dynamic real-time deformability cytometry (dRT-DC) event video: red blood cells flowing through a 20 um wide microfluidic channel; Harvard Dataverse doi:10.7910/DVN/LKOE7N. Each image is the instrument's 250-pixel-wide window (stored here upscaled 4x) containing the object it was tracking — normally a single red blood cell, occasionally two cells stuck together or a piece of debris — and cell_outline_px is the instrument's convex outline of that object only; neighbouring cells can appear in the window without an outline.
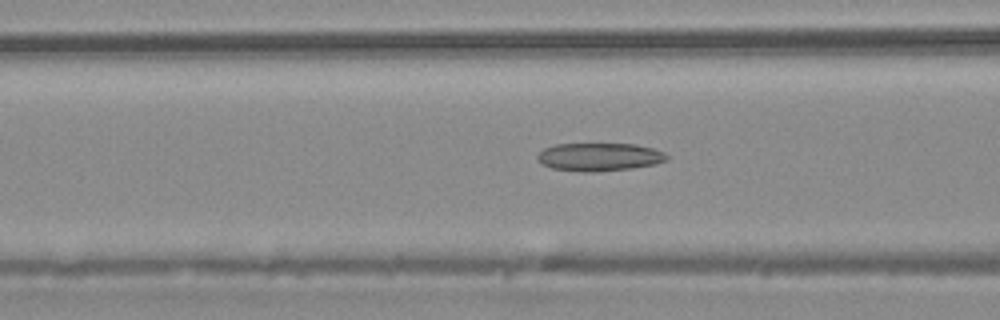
{"species": "common noctule bat (a hibernating species)", "species_latin": "Nyctalus noctula", "temperature_condition": "warm", "stored_images_in_passage": 45, "camera_frame_rate_fps": 3000, "um_per_image_px": 0.085, "animal": {"sex": "male", "body_mass_g": 20.4}, "frame": {"image": 1, "passage_image": 18, "time_ms": 5.667, "image_size_px": [1000, 320], "cell_outline_px": [[668, 160], [656, 164], [632, 168], [596, 172], [580, 172], [552, 168], [540, 164], [536, 156], [544, 148], [556, 144], [636, 144], [652, 148], [664, 152], [668, 156]], "centroid_in_image_um": [50.94, 13.35], "position_along_channel_um": 115.7, "area_um2": 21.33}}
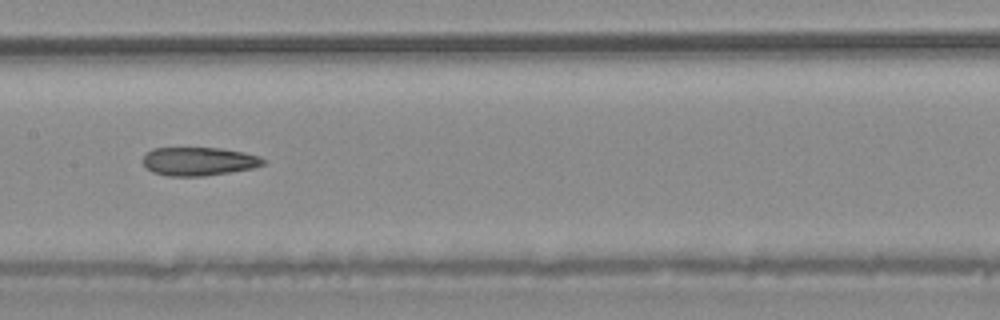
{"frame": {"image": 2, "passage_image": 23, "time_ms": 7.333, "image_size_px": [1000, 320], "cell_outline_px": [[268, 160], [264, 164], [252, 168], [204, 176], [168, 176], [152, 172], [144, 164], [144, 156], [152, 148], [220, 148], [244, 152], [260, 156]], "centroid_in_image_um": [16.93, 13.71], "position_along_channel_um": 190.5, "area_um2": 19.88}}
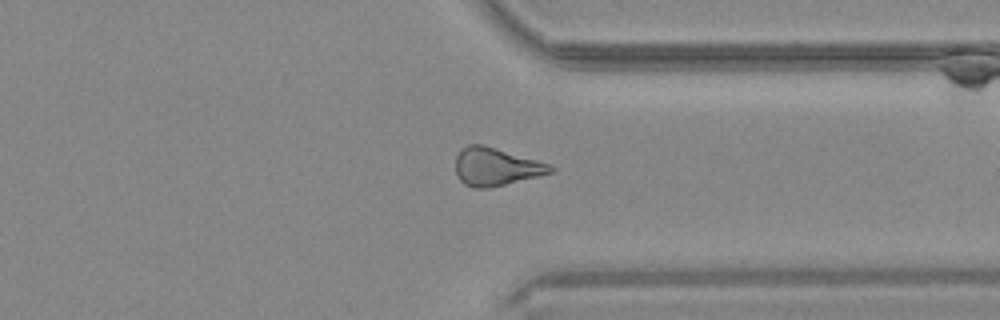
{"frame": {"image": 3, "passage_image": 35, "time_ms": 11.333, "image_size_px": [1000, 320], "cell_outline_px": [[556, 172], [488, 188], [472, 188], [464, 184], [460, 180], [456, 172], [456, 156], [468, 144], [484, 144], [536, 160], [548, 164], [556, 168]], "centroid_in_image_um": [42.16, 14.18], "position_along_channel_um": 369.2, "area_um2": 20.87}}